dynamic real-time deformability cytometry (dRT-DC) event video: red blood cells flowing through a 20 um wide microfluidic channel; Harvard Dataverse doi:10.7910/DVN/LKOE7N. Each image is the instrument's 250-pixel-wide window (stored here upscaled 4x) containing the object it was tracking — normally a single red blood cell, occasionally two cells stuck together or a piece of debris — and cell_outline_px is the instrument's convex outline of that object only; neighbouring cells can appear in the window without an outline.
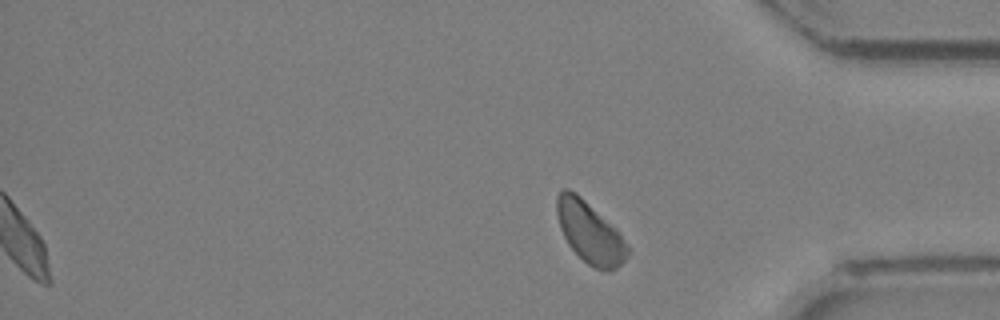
{"species": "Egyptian fruit bat (a non-hibernating species)", "species_latin": "Rousettus aegyptiacus", "temperature_condition": "room temperature", "stored_images_in_passage": 23, "segment_of_instrument_passage": [2, 2], "camera_frame_rate_fps": 3000, "um_per_image_px": 0.085, "animal": {"sex": "female"}, "frame": {"image": 1, "passage_image": 23, "time_ms": 7.333, "image_size_px": [1000, 320], "cell_outline_px": [[628, 252], [624, 260], [616, 268], [608, 272], [604, 272], [588, 264], [568, 244], [560, 228], [556, 212], [556, 196], [560, 188], [568, 188], [576, 192], [616, 228], [628, 248]], "centroid_in_image_um": [50.09, 19.72], "position_along_channel_um": 385.1, "area_um2": 25.09}}